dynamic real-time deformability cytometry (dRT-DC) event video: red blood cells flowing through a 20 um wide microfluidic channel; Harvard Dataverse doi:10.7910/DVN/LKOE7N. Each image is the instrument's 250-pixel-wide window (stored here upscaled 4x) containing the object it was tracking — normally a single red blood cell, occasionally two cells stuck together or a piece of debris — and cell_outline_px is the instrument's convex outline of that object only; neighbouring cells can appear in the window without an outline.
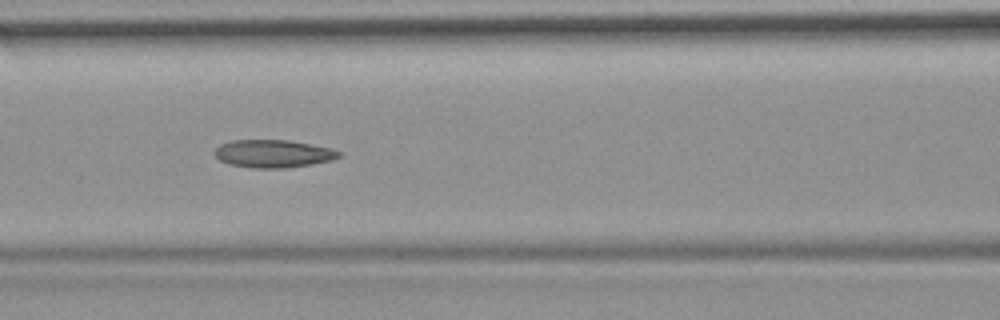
{"species": "common noctule bat (a hibernating species)", "species_latin": "Nyctalus noctula", "temperature_condition": "room temperature", "stored_images_in_passage": 55, "camera_frame_rate_fps": 3000, "um_per_image_px": 0.085, "animal": {"sex": "female", "body_mass_g": 19.9}, "frame": {"image": 1, "passage_image": 24, "time_ms": 7.667, "image_size_px": [1000, 320], "cell_outline_px": [[340, 156], [332, 160], [312, 164], [284, 168], [252, 168], [228, 164], [220, 160], [212, 152], [220, 144], [232, 140], [288, 140], [332, 148], [340, 152]], "centroid_in_image_um": [23.2, 13.06], "position_along_channel_um": 143.4, "area_um2": 20.17}}
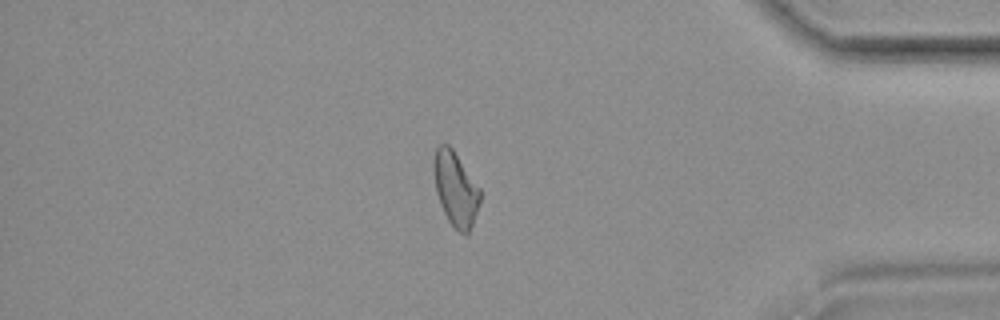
{"frame": {"image": 2, "passage_image": 47, "time_ms": 15.333, "image_size_px": [1000, 320], "cell_outline_px": [[480, 200], [468, 236], [464, 236], [448, 220], [440, 204], [436, 192], [432, 168], [432, 160], [436, 148], [440, 144], [448, 144], [452, 148], [480, 188]], "centroid_in_image_um": [38.7, 16.04], "position_along_channel_um": 396.5, "area_um2": 20.06}, "authors_computed_cell_mechanics": {"area_um2": 21.1548, "velocity_mm_per_s": 3.7072, "shape_relaxation_time_tau1_ms": null, "shape_relaxation_time_tau2_ms": 6.869, "deformation_change_tau1": null, "deformation_change_tau2": 0.1563}}